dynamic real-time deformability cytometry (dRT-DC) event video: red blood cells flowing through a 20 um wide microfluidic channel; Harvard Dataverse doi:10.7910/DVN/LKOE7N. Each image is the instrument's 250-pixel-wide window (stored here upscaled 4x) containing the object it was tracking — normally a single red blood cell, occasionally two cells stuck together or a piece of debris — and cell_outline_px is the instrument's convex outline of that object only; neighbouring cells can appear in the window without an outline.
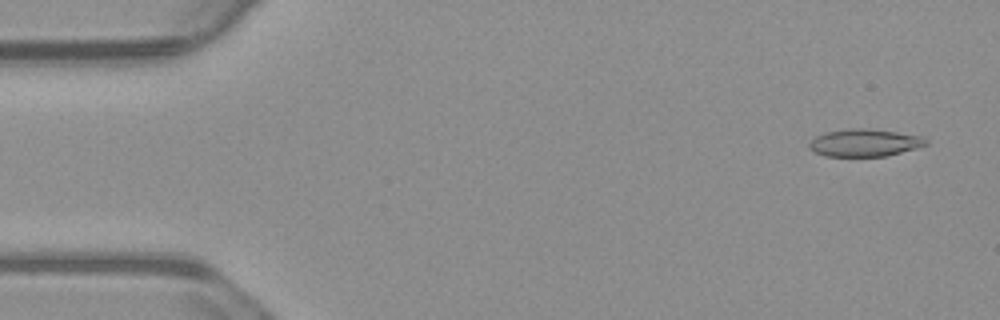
{"species": "common noctule bat (a hibernating species)", "species_latin": "Nyctalus noctula", "temperature_condition": "warm", "stored_images_in_passage": 8, "camera_frame_rate_fps": 3000, "um_per_image_px": 0.085, "animal": {"sex": "male", "body_mass_g": 23.1, "forearm_length_mm": 52.7}, "frame": {"image": 1, "passage_image": 3, "time_ms": 0.667, "image_size_px": [1000, 320], "cell_outline_px": [[928, 144], [916, 148], [888, 156], [824, 156], [808, 148], [808, 144], [816, 136], [824, 132], [848, 128], [864, 128], [896, 132], [924, 136], [928, 140]], "centroid_in_image_um": [73.5, 12.13], "position_along_channel_um": 11.5, "area_um2": 18.79}}